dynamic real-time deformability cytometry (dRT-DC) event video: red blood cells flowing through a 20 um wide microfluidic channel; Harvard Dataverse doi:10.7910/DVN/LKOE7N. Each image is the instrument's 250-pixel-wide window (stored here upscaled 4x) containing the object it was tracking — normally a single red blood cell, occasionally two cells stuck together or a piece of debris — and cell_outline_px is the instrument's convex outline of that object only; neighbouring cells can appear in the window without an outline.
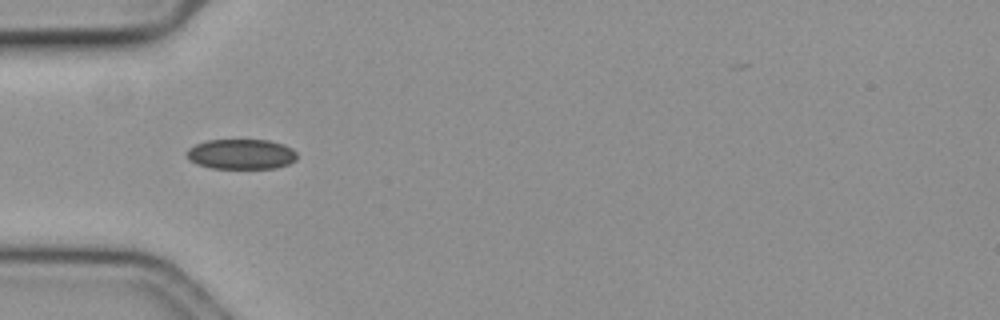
{"species": "common noctule bat (a hibernating species)", "species_latin": "Nyctalus noctula", "temperature_condition": "cold", "stored_images_in_passage": 15, "camera_frame_rate_fps": 3000, "um_per_image_px": 0.085, "animal": {"sex": "female", "body_mass_g": 19.3, "forearm_length_mm": 54.1}, "frame": {"image": 1, "passage_image": 5, "time_ms": 1.333, "image_size_px": [1000, 320], "cell_outline_px": [[296, 160], [288, 164], [276, 168], [212, 168], [196, 164], [188, 160], [188, 148], [196, 144], [208, 140], [268, 140], [284, 144], [292, 148], [296, 152]], "centroid_in_image_um": [20.51, 13.1], "position_along_channel_um": 64.5, "area_um2": 19.36}}